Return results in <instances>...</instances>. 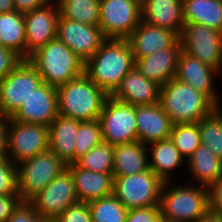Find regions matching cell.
<instances>
[{"label": "cell", "instance_id": "obj_17", "mask_svg": "<svg viewBox=\"0 0 222 222\" xmlns=\"http://www.w3.org/2000/svg\"><path fill=\"white\" fill-rule=\"evenodd\" d=\"M160 88L161 85L147 79L134 67L110 96L133 106L149 105L159 102Z\"/></svg>", "mask_w": 222, "mask_h": 222}, {"label": "cell", "instance_id": "obj_31", "mask_svg": "<svg viewBox=\"0 0 222 222\" xmlns=\"http://www.w3.org/2000/svg\"><path fill=\"white\" fill-rule=\"evenodd\" d=\"M114 146L102 141L94 146L85 155L78 158L74 164L86 170L99 173L113 172Z\"/></svg>", "mask_w": 222, "mask_h": 222}, {"label": "cell", "instance_id": "obj_29", "mask_svg": "<svg viewBox=\"0 0 222 222\" xmlns=\"http://www.w3.org/2000/svg\"><path fill=\"white\" fill-rule=\"evenodd\" d=\"M149 144L153 147H151L152 162H149V169L164 182L170 181V171L182 164L183 156L170 138Z\"/></svg>", "mask_w": 222, "mask_h": 222}, {"label": "cell", "instance_id": "obj_41", "mask_svg": "<svg viewBox=\"0 0 222 222\" xmlns=\"http://www.w3.org/2000/svg\"><path fill=\"white\" fill-rule=\"evenodd\" d=\"M22 202L18 192L0 196V222H6Z\"/></svg>", "mask_w": 222, "mask_h": 222}, {"label": "cell", "instance_id": "obj_8", "mask_svg": "<svg viewBox=\"0 0 222 222\" xmlns=\"http://www.w3.org/2000/svg\"><path fill=\"white\" fill-rule=\"evenodd\" d=\"M43 79L28 60H23L0 81V114L11 118Z\"/></svg>", "mask_w": 222, "mask_h": 222}, {"label": "cell", "instance_id": "obj_42", "mask_svg": "<svg viewBox=\"0 0 222 222\" xmlns=\"http://www.w3.org/2000/svg\"><path fill=\"white\" fill-rule=\"evenodd\" d=\"M209 208L215 214L222 216V177L209 187Z\"/></svg>", "mask_w": 222, "mask_h": 222}, {"label": "cell", "instance_id": "obj_37", "mask_svg": "<svg viewBox=\"0 0 222 222\" xmlns=\"http://www.w3.org/2000/svg\"><path fill=\"white\" fill-rule=\"evenodd\" d=\"M57 219L59 222H92L90 209L86 202L70 205Z\"/></svg>", "mask_w": 222, "mask_h": 222}, {"label": "cell", "instance_id": "obj_20", "mask_svg": "<svg viewBox=\"0 0 222 222\" xmlns=\"http://www.w3.org/2000/svg\"><path fill=\"white\" fill-rule=\"evenodd\" d=\"M137 138L143 144L170 138L173 123L159 102L136 106Z\"/></svg>", "mask_w": 222, "mask_h": 222}, {"label": "cell", "instance_id": "obj_15", "mask_svg": "<svg viewBox=\"0 0 222 222\" xmlns=\"http://www.w3.org/2000/svg\"><path fill=\"white\" fill-rule=\"evenodd\" d=\"M49 4L24 13L26 60L39 48L56 38L59 5Z\"/></svg>", "mask_w": 222, "mask_h": 222}, {"label": "cell", "instance_id": "obj_50", "mask_svg": "<svg viewBox=\"0 0 222 222\" xmlns=\"http://www.w3.org/2000/svg\"><path fill=\"white\" fill-rule=\"evenodd\" d=\"M154 222H162V216L160 215Z\"/></svg>", "mask_w": 222, "mask_h": 222}, {"label": "cell", "instance_id": "obj_4", "mask_svg": "<svg viewBox=\"0 0 222 222\" xmlns=\"http://www.w3.org/2000/svg\"><path fill=\"white\" fill-rule=\"evenodd\" d=\"M44 83L58 87L84 74L85 62L55 38L27 59Z\"/></svg>", "mask_w": 222, "mask_h": 222}, {"label": "cell", "instance_id": "obj_46", "mask_svg": "<svg viewBox=\"0 0 222 222\" xmlns=\"http://www.w3.org/2000/svg\"><path fill=\"white\" fill-rule=\"evenodd\" d=\"M197 222H222V216L208 211L203 217H201Z\"/></svg>", "mask_w": 222, "mask_h": 222}, {"label": "cell", "instance_id": "obj_35", "mask_svg": "<svg viewBox=\"0 0 222 222\" xmlns=\"http://www.w3.org/2000/svg\"><path fill=\"white\" fill-rule=\"evenodd\" d=\"M102 141L101 125L98 119L81 122L76 133L74 162Z\"/></svg>", "mask_w": 222, "mask_h": 222}, {"label": "cell", "instance_id": "obj_34", "mask_svg": "<svg viewBox=\"0 0 222 222\" xmlns=\"http://www.w3.org/2000/svg\"><path fill=\"white\" fill-rule=\"evenodd\" d=\"M170 139L181 155L188 160L194 151L201 145V137L196 123L173 124Z\"/></svg>", "mask_w": 222, "mask_h": 222}, {"label": "cell", "instance_id": "obj_6", "mask_svg": "<svg viewBox=\"0 0 222 222\" xmlns=\"http://www.w3.org/2000/svg\"><path fill=\"white\" fill-rule=\"evenodd\" d=\"M66 168L67 165L50 149L17 165L18 193L21 199L29 201Z\"/></svg>", "mask_w": 222, "mask_h": 222}, {"label": "cell", "instance_id": "obj_26", "mask_svg": "<svg viewBox=\"0 0 222 222\" xmlns=\"http://www.w3.org/2000/svg\"><path fill=\"white\" fill-rule=\"evenodd\" d=\"M184 23L202 24L222 32V0H182Z\"/></svg>", "mask_w": 222, "mask_h": 222}, {"label": "cell", "instance_id": "obj_33", "mask_svg": "<svg viewBox=\"0 0 222 222\" xmlns=\"http://www.w3.org/2000/svg\"><path fill=\"white\" fill-rule=\"evenodd\" d=\"M92 222H126L128 209L114 196L88 202Z\"/></svg>", "mask_w": 222, "mask_h": 222}, {"label": "cell", "instance_id": "obj_5", "mask_svg": "<svg viewBox=\"0 0 222 222\" xmlns=\"http://www.w3.org/2000/svg\"><path fill=\"white\" fill-rule=\"evenodd\" d=\"M164 182L159 200L160 215L178 222H197L209 210L208 187L199 186L166 188ZM167 190V191H166Z\"/></svg>", "mask_w": 222, "mask_h": 222}, {"label": "cell", "instance_id": "obj_21", "mask_svg": "<svg viewBox=\"0 0 222 222\" xmlns=\"http://www.w3.org/2000/svg\"><path fill=\"white\" fill-rule=\"evenodd\" d=\"M179 37L172 31L150 25L141 20L127 38L134 59L144 58L152 53L170 48Z\"/></svg>", "mask_w": 222, "mask_h": 222}, {"label": "cell", "instance_id": "obj_14", "mask_svg": "<svg viewBox=\"0 0 222 222\" xmlns=\"http://www.w3.org/2000/svg\"><path fill=\"white\" fill-rule=\"evenodd\" d=\"M56 38L86 62L107 39L99 26H90L59 16Z\"/></svg>", "mask_w": 222, "mask_h": 222}, {"label": "cell", "instance_id": "obj_16", "mask_svg": "<svg viewBox=\"0 0 222 222\" xmlns=\"http://www.w3.org/2000/svg\"><path fill=\"white\" fill-rule=\"evenodd\" d=\"M58 115L57 88L43 83L23 102L11 119L49 126Z\"/></svg>", "mask_w": 222, "mask_h": 222}, {"label": "cell", "instance_id": "obj_3", "mask_svg": "<svg viewBox=\"0 0 222 222\" xmlns=\"http://www.w3.org/2000/svg\"><path fill=\"white\" fill-rule=\"evenodd\" d=\"M59 114L80 122L97 120L110 96L85 74L57 87Z\"/></svg>", "mask_w": 222, "mask_h": 222}, {"label": "cell", "instance_id": "obj_23", "mask_svg": "<svg viewBox=\"0 0 222 222\" xmlns=\"http://www.w3.org/2000/svg\"><path fill=\"white\" fill-rule=\"evenodd\" d=\"M142 20L181 36L184 20L182 0H147L141 6Z\"/></svg>", "mask_w": 222, "mask_h": 222}, {"label": "cell", "instance_id": "obj_40", "mask_svg": "<svg viewBox=\"0 0 222 222\" xmlns=\"http://www.w3.org/2000/svg\"><path fill=\"white\" fill-rule=\"evenodd\" d=\"M41 218L28 201H23L6 222H40Z\"/></svg>", "mask_w": 222, "mask_h": 222}, {"label": "cell", "instance_id": "obj_45", "mask_svg": "<svg viewBox=\"0 0 222 222\" xmlns=\"http://www.w3.org/2000/svg\"><path fill=\"white\" fill-rule=\"evenodd\" d=\"M15 11L14 0H0V13Z\"/></svg>", "mask_w": 222, "mask_h": 222}, {"label": "cell", "instance_id": "obj_32", "mask_svg": "<svg viewBox=\"0 0 222 222\" xmlns=\"http://www.w3.org/2000/svg\"><path fill=\"white\" fill-rule=\"evenodd\" d=\"M201 144L222 160V113L220 107L198 122Z\"/></svg>", "mask_w": 222, "mask_h": 222}, {"label": "cell", "instance_id": "obj_19", "mask_svg": "<svg viewBox=\"0 0 222 222\" xmlns=\"http://www.w3.org/2000/svg\"><path fill=\"white\" fill-rule=\"evenodd\" d=\"M218 72L217 69L201 62L199 59L190 56L182 50L175 78L205 94L217 107H220L216 89L214 90L213 87V74L217 75Z\"/></svg>", "mask_w": 222, "mask_h": 222}, {"label": "cell", "instance_id": "obj_18", "mask_svg": "<svg viewBox=\"0 0 222 222\" xmlns=\"http://www.w3.org/2000/svg\"><path fill=\"white\" fill-rule=\"evenodd\" d=\"M181 52L179 38L170 48L162 49L144 58L134 59V67L147 79L154 80L162 86L176 77Z\"/></svg>", "mask_w": 222, "mask_h": 222}, {"label": "cell", "instance_id": "obj_47", "mask_svg": "<svg viewBox=\"0 0 222 222\" xmlns=\"http://www.w3.org/2000/svg\"><path fill=\"white\" fill-rule=\"evenodd\" d=\"M40 222H59V220L55 218H41Z\"/></svg>", "mask_w": 222, "mask_h": 222}, {"label": "cell", "instance_id": "obj_44", "mask_svg": "<svg viewBox=\"0 0 222 222\" xmlns=\"http://www.w3.org/2000/svg\"><path fill=\"white\" fill-rule=\"evenodd\" d=\"M8 118L0 114V158L7 153Z\"/></svg>", "mask_w": 222, "mask_h": 222}, {"label": "cell", "instance_id": "obj_36", "mask_svg": "<svg viewBox=\"0 0 222 222\" xmlns=\"http://www.w3.org/2000/svg\"><path fill=\"white\" fill-rule=\"evenodd\" d=\"M18 192L17 166L7 157L0 158V196Z\"/></svg>", "mask_w": 222, "mask_h": 222}, {"label": "cell", "instance_id": "obj_11", "mask_svg": "<svg viewBox=\"0 0 222 222\" xmlns=\"http://www.w3.org/2000/svg\"><path fill=\"white\" fill-rule=\"evenodd\" d=\"M142 20L133 0H100L99 27L106 38L127 39Z\"/></svg>", "mask_w": 222, "mask_h": 222}, {"label": "cell", "instance_id": "obj_48", "mask_svg": "<svg viewBox=\"0 0 222 222\" xmlns=\"http://www.w3.org/2000/svg\"><path fill=\"white\" fill-rule=\"evenodd\" d=\"M137 2L140 6H142L147 0H133Z\"/></svg>", "mask_w": 222, "mask_h": 222}, {"label": "cell", "instance_id": "obj_10", "mask_svg": "<svg viewBox=\"0 0 222 222\" xmlns=\"http://www.w3.org/2000/svg\"><path fill=\"white\" fill-rule=\"evenodd\" d=\"M8 125L6 157L15 166L49 149L48 126L11 118H8Z\"/></svg>", "mask_w": 222, "mask_h": 222}, {"label": "cell", "instance_id": "obj_13", "mask_svg": "<svg viewBox=\"0 0 222 222\" xmlns=\"http://www.w3.org/2000/svg\"><path fill=\"white\" fill-rule=\"evenodd\" d=\"M28 202L42 218L57 219L70 205L79 202L70 170L62 171Z\"/></svg>", "mask_w": 222, "mask_h": 222}, {"label": "cell", "instance_id": "obj_7", "mask_svg": "<svg viewBox=\"0 0 222 222\" xmlns=\"http://www.w3.org/2000/svg\"><path fill=\"white\" fill-rule=\"evenodd\" d=\"M164 181L150 169L140 174L115 176L113 195L127 208L159 206Z\"/></svg>", "mask_w": 222, "mask_h": 222}, {"label": "cell", "instance_id": "obj_22", "mask_svg": "<svg viewBox=\"0 0 222 222\" xmlns=\"http://www.w3.org/2000/svg\"><path fill=\"white\" fill-rule=\"evenodd\" d=\"M73 176L79 202H90L113 195V173H99L81 169L74 163L67 165Z\"/></svg>", "mask_w": 222, "mask_h": 222}, {"label": "cell", "instance_id": "obj_24", "mask_svg": "<svg viewBox=\"0 0 222 222\" xmlns=\"http://www.w3.org/2000/svg\"><path fill=\"white\" fill-rule=\"evenodd\" d=\"M80 123L59 114L48 126L49 149L66 165L74 163L76 133Z\"/></svg>", "mask_w": 222, "mask_h": 222}, {"label": "cell", "instance_id": "obj_2", "mask_svg": "<svg viewBox=\"0 0 222 222\" xmlns=\"http://www.w3.org/2000/svg\"><path fill=\"white\" fill-rule=\"evenodd\" d=\"M159 103L173 124L199 122L218 108L205 94L177 78L161 86Z\"/></svg>", "mask_w": 222, "mask_h": 222}, {"label": "cell", "instance_id": "obj_27", "mask_svg": "<svg viewBox=\"0 0 222 222\" xmlns=\"http://www.w3.org/2000/svg\"><path fill=\"white\" fill-rule=\"evenodd\" d=\"M187 161L193 178L203 186L209 187L222 177V160L202 144Z\"/></svg>", "mask_w": 222, "mask_h": 222}, {"label": "cell", "instance_id": "obj_49", "mask_svg": "<svg viewBox=\"0 0 222 222\" xmlns=\"http://www.w3.org/2000/svg\"><path fill=\"white\" fill-rule=\"evenodd\" d=\"M162 222H178V221L169 220V219L162 217Z\"/></svg>", "mask_w": 222, "mask_h": 222}, {"label": "cell", "instance_id": "obj_1", "mask_svg": "<svg viewBox=\"0 0 222 222\" xmlns=\"http://www.w3.org/2000/svg\"><path fill=\"white\" fill-rule=\"evenodd\" d=\"M135 66L127 39L107 38L85 62L84 74L111 95Z\"/></svg>", "mask_w": 222, "mask_h": 222}, {"label": "cell", "instance_id": "obj_38", "mask_svg": "<svg viewBox=\"0 0 222 222\" xmlns=\"http://www.w3.org/2000/svg\"><path fill=\"white\" fill-rule=\"evenodd\" d=\"M23 60L15 51L0 45V81Z\"/></svg>", "mask_w": 222, "mask_h": 222}, {"label": "cell", "instance_id": "obj_43", "mask_svg": "<svg viewBox=\"0 0 222 222\" xmlns=\"http://www.w3.org/2000/svg\"><path fill=\"white\" fill-rule=\"evenodd\" d=\"M51 0H14L15 11L26 13L47 5Z\"/></svg>", "mask_w": 222, "mask_h": 222}, {"label": "cell", "instance_id": "obj_9", "mask_svg": "<svg viewBox=\"0 0 222 222\" xmlns=\"http://www.w3.org/2000/svg\"><path fill=\"white\" fill-rule=\"evenodd\" d=\"M98 120L104 142L117 146L138 140L136 106L109 96Z\"/></svg>", "mask_w": 222, "mask_h": 222}, {"label": "cell", "instance_id": "obj_39", "mask_svg": "<svg viewBox=\"0 0 222 222\" xmlns=\"http://www.w3.org/2000/svg\"><path fill=\"white\" fill-rule=\"evenodd\" d=\"M160 216L159 206L128 209L126 222H154Z\"/></svg>", "mask_w": 222, "mask_h": 222}, {"label": "cell", "instance_id": "obj_30", "mask_svg": "<svg viewBox=\"0 0 222 222\" xmlns=\"http://www.w3.org/2000/svg\"><path fill=\"white\" fill-rule=\"evenodd\" d=\"M62 17L90 26H99L100 0H57Z\"/></svg>", "mask_w": 222, "mask_h": 222}, {"label": "cell", "instance_id": "obj_25", "mask_svg": "<svg viewBox=\"0 0 222 222\" xmlns=\"http://www.w3.org/2000/svg\"><path fill=\"white\" fill-rule=\"evenodd\" d=\"M147 148L146 144L138 140L114 146L113 178L148 171Z\"/></svg>", "mask_w": 222, "mask_h": 222}, {"label": "cell", "instance_id": "obj_28", "mask_svg": "<svg viewBox=\"0 0 222 222\" xmlns=\"http://www.w3.org/2000/svg\"><path fill=\"white\" fill-rule=\"evenodd\" d=\"M0 45L26 60L24 13H0Z\"/></svg>", "mask_w": 222, "mask_h": 222}, {"label": "cell", "instance_id": "obj_12", "mask_svg": "<svg viewBox=\"0 0 222 222\" xmlns=\"http://www.w3.org/2000/svg\"><path fill=\"white\" fill-rule=\"evenodd\" d=\"M180 41L183 51L221 71L222 32L202 24L184 23Z\"/></svg>", "mask_w": 222, "mask_h": 222}]
</instances>
